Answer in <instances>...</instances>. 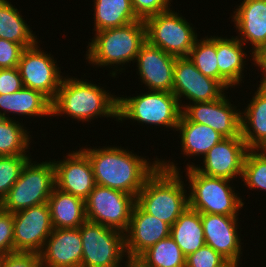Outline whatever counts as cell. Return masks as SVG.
Listing matches in <instances>:
<instances>
[{
    "mask_svg": "<svg viewBox=\"0 0 266 267\" xmlns=\"http://www.w3.org/2000/svg\"><path fill=\"white\" fill-rule=\"evenodd\" d=\"M80 148L89 158L95 182L98 185L119 190L135 198L142 190L145 181L158 169L160 159L149 161L128 148L112 146H90Z\"/></svg>",
    "mask_w": 266,
    "mask_h": 267,
    "instance_id": "cell-1",
    "label": "cell"
},
{
    "mask_svg": "<svg viewBox=\"0 0 266 267\" xmlns=\"http://www.w3.org/2000/svg\"><path fill=\"white\" fill-rule=\"evenodd\" d=\"M94 83L84 77L64 76L51 104V116L65 117L66 114L78 123H91L98 117H112L118 122L119 96Z\"/></svg>",
    "mask_w": 266,
    "mask_h": 267,
    "instance_id": "cell-2",
    "label": "cell"
},
{
    "mask_svg": "<svg viewBox=\"0 0 266 267\" xmlns=\"http://www.w3.org/2000/svg\"><path fill=\"white\" fill-rule=\"evenodd\" d=\"M178 167L170 159H160V166L145 181L136 197V203L146 213L170 226L189 207L187 185L182 181L183 173Z\"/></svg>",
    "mask_w": 266,
    "mask_h": 267,
    "instance_id": "cell-3",
    "label": "cell"
},
{
    "mask_svg": "<svg viewBox=\"0 0 266 267\" xmlns=\"http://www.w3.org/2000/svg\"><path fill=\"white\" fill-rule=\"evenodd\" d=\"M89 40L85 59L93 67L113 68L110 76L114 78L118 76L117 71L123 73L131 61L135 63L141 46L146 42L145 24L138 20L122 27L104 29L95 32Z\"/></svg>",
    "mask_w": 266,
    "mask_h": 267,
    "instance_id": "cell-4",
    "label": "cell"
},
{
    "mask_svg": "<svg viewBox=\"0 0 266 267\" xmlns=\"http://www.w3.org/2000/svg\"><path fill=\"white\" fill-rule=\"evenodd\" d=\"M188 181V206L201 214L238 216L245 202L233 184V180L209 177L194 167L184 169ZM187 170V171H186ZM232 182V184L230 183ZM233 186V187H232Z\"/></svg>",
    "mask_w": 266,
    "mask_h": 267,
    "instance_id": "cell-5",
    "label": "cell"
},
{
    "mask_svg": "<svg viewBox=\"0 0 266 267\" xmlns=\"http://www.w3.org/2000/svg\"><path fill=\"white\" fill-rule=\"evenodd\" d=\"M182 109L178 98L167 91L148 90L136 96L118 97V121L125 120L175 130ZM168 127V128H167Z\"/></svg>",
    "mask_w": 266,
    "mask_h": 267,
    "instance_id": "cell-6",
    "label": "cell"
},
{
    "mask_svg": "<svg viewBox=\"0 0 266 267\" xmlns=\"http://www.w3.org/2000/svg\"><path fill=\"white\" fill-rule=\"evenodd\" d=\"M30 158L22 168L19 179L1 201L0 208L15 213L28 207L47 203L55 188L53 161H33Z\"/></svg>",
    "mask_w": 266,
    "mask_h": 267,
    "instance_id": "cell-7",
    "label": "cell"
},
{
    "mask_svg": "<svg viewBox=\"0 0 266 267\" xmlns=\"http://www.w3.org/2000/svg\"><path fill=\"white\" fill-rule=\"evenodd\" d=\"M144 24L146 41L175 57H188L198 37L193 24L172 8L145 19Z\"/></svg>",
    "mask_w": 266,
    "mask_h": 267,
    "instance_id": "cell-8",
    "label": "cell"
},
{
    "mask_svg": "<svg viewBox=\"0 0 266 267\" xmlns=\"http://www.w3.org/2000/svg\"><path fill=\"white\" fill-rule=\"evenodd\" d=\"M79 231L82 239L81 267H117L128 259L124 233L86 220Z\"/></svg>",
    "mask_w": 266,
    "mask_h": 267,
    "instance_id": "cell-9",
    "label": "cell"
},
{
    "mask_svg": "<svg viewBox=\"0 0 266 267\" xmlns=\"http://www.w3.org/2000/svg\"><path fill=\"white\" fill-rule=\"evenodd\" d=\"M135 203L133 195L96 184L85 199L86 218L125 233Z\"/></svg>",
    "mask_w": 266,
    "mask_h": 267,
    "instance_id": "cell-10",
    "label": "cell"
},
{
    "mask_svg": "<svg viewBox=\"0 0 266 267\" xmlns=\"http://www.w3.org/2000/svg\"><path fill=\"white\" fill-rule=\"evenodd\" d=\"M39 46L37 42L25 48L17 68L25 88L41 92L52 102L60 88L64 73L57 67L59 65L54 56H51V52L48 54Z\"/></svg>",
    "mask_w": 266,
    "mask_h": 267,
    "instance_id": "cell-11",
    "label": "cell"
},
{
    "mask_svg": "<svg viewBox=\"0 0 266 267\" xmlns=\"http://www.w3.org/2000/svg\"><path fill=\"white\" fill-rule=\"evenodd\" d=\"M225 92L217 80L204 76L189 57H176L172 93L178 98L181 109L185 104L214 101ZM182 98L189 102L182 103Z\"/></svg>",
    "mask_w": 266,
    "mask_h": 267,
    "instance_id": "cell-12",
    "label": "cell"
},
{
    "mask_svg": "<svg viewBox=\"0 0 266 267\" xmlns=\"http://www.w3.org/2000/svg\"><path fill=\"white\" fill-rule=\"evenodd\" d=\"M14 252L39 254L53 231L47 203L13 213Z\"/></svg>",
    "mask_w": 266,
    "mask_h": 267,
    "instance_id": "cell-13",
    "label": "cell"
},
{
    "mask_svg": "<svg viewBox=\"0 0 266 267\" xmlns=\"http://www.w3.org/2000/svg\"><path fill=\"white\" fill-rule=\"evenodd\" d=\"M245 141L241 134L237 137L224 138L214 145L203 158V166L195 163H186V167H194L199 173L217 178L229 180L241 179L243 174V164L247 151Z\"/></svg>",
    "mask_w": 266,
    "mask_h": 267,
    "instance_id": "cell-14",
    "label": "cell"
},
{
    "mask_svg": "<svg viewBox=\"0 0 266 267\" xmlns=\"http://www.w3.org/2000/svg\"><path fill=\"white\" fill-rule=\"evenodd\" d=\"M231 102L224 93L219 99L211 102L186 104L182 114L189 121L212 127L225 138L237 137L241 134V111Z\"/></svg>",
    "mask_w": 266,
    "mask_h": 267,
    "instance_id": "cell-15",
    "label": "cell"
},
{
    "mask_svg": "<svg viewBox=\"0 0 266 267\" xmlns=\"http://www.w3.org/2000/svg\"><path fill=\"white\" fill-rule=\"evenodd\" d=\"M66 154L63 160H52L55 168V187L85 200L96 186L91 162L80 148Z\"/></svg>",
    "mask_w": 266,
    "mask_h": 267,
    "instance_id": "cell-16",
    "label": "cell"
},
{
    "mask_svg": "<svg viewBox=\"0 0 266 267\" xmlns=\"http://www.w3.org/2000/svg\"><path fill=\"white\" fill-rule=\"evenodd\" d=\"M171 226L146 213L135 203L129 226L124 233L128 258L137 259L154 244L170 236Z\"/></svg>",
    "mask_w": 266,
    "mask_h": 267,
    "instance_id": "cell-17",
    "label": "cell"
},
{
    "mask_svg": "<svg viewBox=\"0 0 266 267\" xmlns=\"http://www.w3.org/2000/svg\"><path fill=\"white\" fill-rule=\"evenodd\" d=\"M175 61V56L146 41L135 59L136 73L147 90L172 92Z\"/></svg>",
    "mask_w": 266,
    "mask_h": 267,
    "instance_id": "cell-18",
    "label": "cell"
},
{
    "mask_svg": "<svg viewBox=\"0 0 266 267\" xmlns=\"http://www.w3.org/2000/svg\"><path fill=\"white\" fill-rule=\"evenodd\" d=\"M238 219V216L201 214L205 244L234 262H241L243 253Z\"/></svg>",
    "mask_w": 266,
    "mask_h": 267,
    "instance_id": "cell-19",
    "label": "cell"
},
{
    "mask_svg": "<svg viewBox=\"0 0 266 267\" xmlns=\"http://www.w3.org/2000/svg\"><path fill=\"white\" fill-rule=\"evenodd\" d=\"M231 21L234 22L235 36L243 44H251L250 59L262 46L266 45V0H240Z\"/></svg>",
    "mask_w": 266,
    "mask_h": 267,
    "instance_id": "cell-20",
    "label": "cell"
},
{
    "mask_svg": "<svg viewBox=\"0 0 266 267\" xmlns=\"http://www.w3.org/2000/svg\"><path fill=\"white\" fill-rule=\"evenodd\" d=\"M82 239L78 228L53 229L39 253L42 267H81Z\"/></svg>",
    "mask_w": 266,
    "mask_h": 267,
    "instance_id": "cell-21",
    "label": "cell"
},
{
    "mask_svg": "<svg viewBox=\"0 0 266 267\" xmlns=\"http://www.w3.org/2000/svg\"><path fill=\"white\" fill-rule=\"evenodd\" d=\"M244 44L235 36L231 38L216 35V56L219 67V83L228 90L244 83L245 65L248 64ZM246 62V63H245ZM244 71V72H243ZM242 81V82H241Z\"/></svg>",
    "mask_w": 266,
    "mask_h": 267,
    "instance_id": "cell-22",
    "label": "cell"
},
{
    "mask_svg": "<svg viewBox=\"0 0 266 267\" xmlns=\"http://www.w3.org/2000/svg\"><path fill=\"white\" fill-rule=\"evenodd\" d=\"M249 102L241 111V137L249 149H266V86L257 85Z\"/></svg>",
    "mask_w": 266,
    "mask_h": 267,
    "instance_id": "cell-23",
    "label": "cell"
},
{
    "mask_svg": "<svg viewBox=\"0 0 266 267\" xmlns=\"http://www.w3.org/2000/svg\"><path fill=\"white\" fill-rule=\"evenodd\" d=\"M51 104L41 92L23 87L11 94H0V118L12 119L9 113L27 118H48L51 117Z\"/></svg>",
    "mask_w": 266,
    "mask_h": 267,
    "instance_id": "cell-24",
    "label": "cell"
},
{
    "mask_svg": "<svg viewBox=\"0 0 266 267\" xmlns=\"http://www.w3.org/2000/svg\"><path fill=\"white\" fill-rule=\"evenodd\" d=\"M176 131L180 133L181 154L189 159L204 158L208 151L225 137L205 124L189 121L181 114Z\"/></svg>",
    "mask_w": 266,
    "mask_h": 267,
    "instance_id": "cell-25",
    "label": "cell"
},
{
    "mask_svg": "<svg viewBox=\"0 0 266 267\" xmlns=\"http://www.w3.org/2000/svg\"><path fill=\"white\" fill-rule=\"evenodd\" d=\"M47 204L54 229L78 228L86 220L85 200L53 189Z\"/></svg>",
    "mask_w": 266,
    "mask_h": 267,
    "instance_id": "cell-26",
    "label": "cell"
},
{
    "mask_svg": "<svg viewBox=\"0 0 266 267\" xmlns=\"http://www.w3.org/2000/svg\"><path fill=\"white\" fill-rule=\"evenodd\" d=\"M170 237L186 257L205 245L201 213L188 207L171 226Z\"/></svg>",
    "mask_w": 266,
    "mask_h": 267,
    "instance_id": "cell-27",
    "label": "cell"
},
{
    "mask_svg": "<svg viewBox=\"0 0 266 267\" xmlns=\"http://www.w3.org/2000/svg\"><path fill=\"white\" fill-rule=\"evenodd\" d=\"M15 7L9 0H0V38L31 47L38 38Z\"/></svg>",
    "mask_w": 266,
    "mask_h": 267,
    "instance_id": "cell-28",
    "label": "cell"
},
{
    "mask_svg": "<svg viewBox=\"0 0 266 267\" xmlns=\"http://www.w3.org/2000/svg\"><path fill=\"white\" fill-rule=\"evenodd\" d=\"M95 32L109 28L122 27L139 19L136 17L131 0H94Z\"/></svg>",
    "mask_w": 266,
    "mask_h": 267,
    "instance_id": "cell-29",
    "label": "cell"
},
{
    "mask_svg": "<svg viewBox=\"0 0 266 267\" xmlns=\"http://www.w3.org/2000/svg\"><path fill=\"white\" fill-rule=\"evenodd\" d=\"M26 129L14 118H0V156H31L29 147L32 136Z\"/></svg>",
    "mask_w": 266,
    "mask_h": 267,
    "instance_id": "cell-30",
    "label": "cell"
},
{
    "mask_svg": "<svg viewBox=\"0 0 266 267\" xmlns=\"http://www.w3.org/2000/svg\"><path fill=\"white\" fill-rule=\"evenodd\" d=\"M185 258L169 236L144 251L136 260L140 267H185Z\"/></svg>",
    "mask_w": 266,
    "mask_h": 267,
    "instance_id": "cell-31",
    "label": "cell"
},
{
    "mask_svg": "<svg viewBox=\"0 0 266 267\" xmlns=\"http://www.w3.org/2000/svg\"><path fill=\"white\" fill-rule=\"evenodd\" d=\"M195 67L207 77L219 82V67L216 56V36H205L196 39L188 56Z\"/></svg>",
    "mask_w": 266,
    "mask_h": 267,
    "instance_id": "cell-32",
    "label": "cell"
},
{
    "mask_svg": "<svg viewBox=\"0 0 266 267\" xmlns=\"http://www.w3.org/2000/svg\"><path fill=\"white\" fill-rule=\"evenodd\" d=\"M241 180L249 190L266 191V149H249L246 153Z\"/></svg>",
    "mask_w": 266,
    "mask_h": 267,
    "instance_id": "cell-33",
    "label": "cell"
},
{
    "mask_svg": "<svg viewBox=\"0 0 266 267\" xmlns=\"http://www.w3.org/2000/svg\"><path fill=\"white\" fill-rule=\"evenodd\" d=\"M32 156H0V203L19 179L22 168Z\"/></svg>",
    "mask_w": 266,
    "mask_h": 267,
    "instance_id": "cell-34",
    "label": "cell"
},
{
    "mask_svg": "<svg viewBox=\"0 0 266 267\" xmlns=\"http://www.w3.org/2000/svg\"><path fill=\"white\" fill-rule=\"evenodd\" d=\"M228 260L208 245L202 246L196 252L185 258V267H221Z\"/></svg>",
    "mask_w": 266,
    "mask_h": 267,
    "instance_id": "cell-35",
    "label": "cell"
},
{
    "mask_svg": "<svg viewBox=\"0 0 266 267\" xmlns=\"http://www.w3.org/2000/svg\"><path fill=\"white\" fill-rule=\"evenodd\" d=\"M14 253L13 213L0 208V257Z\"/></svg>",
    "mask_w": 266,
    "mask_h": 267,
    "instance_id": "cell-36",
    "label": "cell"
},
{
    "mask_svg": "<svg viewBox=\"0 0 266 267\" xmlns=\"http://www.w3.org/2000/svg\"><path fill=\"white\" fill-rule=\"evenodd\" d=\"M173 0H131L136 17L145 20L151 16L170 10Z\"/></svg>",
    "mask_w": 266,
    "mask_h": 267,
    "instance_id": "cell-37",
    "label": "cell"
},
{
    "mask_svg": "<svg viewBox=\"0 0 266 267\" xmlns=\"http://www.w3.org/2000/svg\"><path fill=\"white\" fill-rule=\"evenodd\" d=\"M24 49L21 44L0 38V69L17 67Z\"/></svg>",
    "mask_w": 266,
    "mask_h": 267,
    "instance_id": "cell-38",
    "label": "cell"
},
{
    "mask_svg": "<svg viewBox=\"0 0 266 267\" xmlns=\"http://www.w3.org/2000/svg\"><path fill=\"white\" fill-rule=\"evenodd\" d=\"M0 267H42L37 253L14 252L0 257Z\"/></svg>",
    "mask_w": 266,
    "mask_h": 267,
    "instance_id": "cell-39",
    "label": "cell"
},
{
    "mask_svg": "<svg viewBox=\"0 0 266 267\" xmlns=\"http://www.w3.org/2000/svg\"><path fill=\"white\" fill-rule=\"evenodd\" d=\"M23 87L17 67L0 69V94H11Z\"/></svg>",
    "mask_w": 266,
    "mask_h": 267,
    "instance_id": "cell-40",
    "label": "cell"
},
{
    "mask_svg": "<svg viewBox=\"0 0 266 267\" xmlns=\"http://www.w3.org/2000/svg\"><path fill=\"white\" fill-rule=\"evenodd\" d=\"M258 70L260 69L263 76L260 81V85L266 86V45L262 46L256 53L253 54V63Z\"/></svg>",
    "mask_w": 266,
    "mask_h": 267,
    "instance_id": "cell-41",
    "label": "cell"
},
{
    "mask_svg": "<svg viewBox=\"0 0 266 267\" xmlns=\"http://www.w3.org/2000/svg\"><path fill=\"white\" fill-rule=\"evenodd\" d=\"M125 265V266H124ZM124 267H140L139 263L135 259L128 258L124 261ZM122 264L117 267H123Z\"/></svg>",
    "mask_w": 266,
    "mask_h": 267,
    "instance_id": "cell-42",
    "label": "cell"
},
{
    "mask_svg": "<svg viewBox=\"0 0 266 267\" xmlns=\"http://www.w3.org/2000/svg\"><path fill=\"white\" fill-rule=\"evenodd\" d=\"M242 264V262H234V261H227L223 266L221 267H239V265Z\"/></svg>",
    "mask_w": 266,
    "mask_h": 267,
    "instance_id": "cell-43",
    "label": "cell"
}]
</instances>
